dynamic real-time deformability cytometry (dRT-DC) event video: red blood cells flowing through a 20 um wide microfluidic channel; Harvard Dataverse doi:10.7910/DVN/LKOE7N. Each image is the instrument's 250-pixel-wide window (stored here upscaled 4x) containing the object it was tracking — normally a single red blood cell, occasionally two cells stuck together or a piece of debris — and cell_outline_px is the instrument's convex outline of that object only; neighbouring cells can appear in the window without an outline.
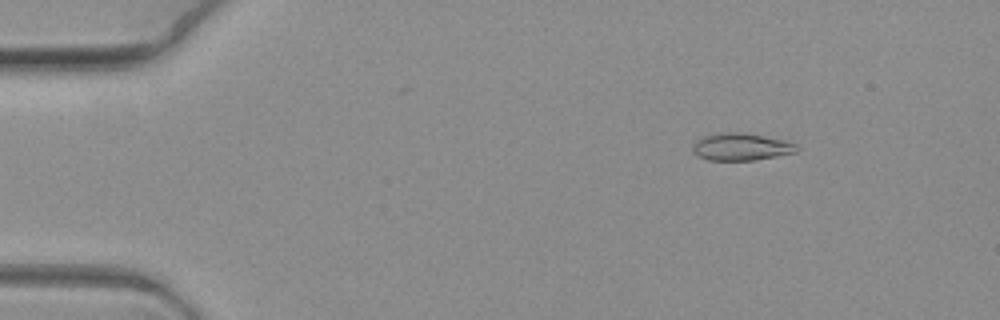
{"species": "common noctule bat (a hibernating species)", "species_latin": "Nyctalus noctula", "temperature_condition": "warm", "stored_images_in_passage": 6, "camera_frame_rate_fps": 3000, "um_per_image_px": 0.085, "animal": {"sex": "female", "body_mass_g": 19.3, "forearm_length_mm": 54.1}, "frame": {"image": 1, "passage_image": 2, "time_ms": 0.333, "image_size_px": [1000, 320], "cell_outline_px": [[800, 148], [796, 152], [756, 160], [708, 160], [696, 156], [692, 152], [692, 144], [696, 140], [704, 136], [716, 132], [740, 132], [764, 136], [784, 140], [796, 144]], "centroid_in_image_um": [62.95, 12.48], "position_along_channel_um": 22.1, "area_um2": 16.76}}
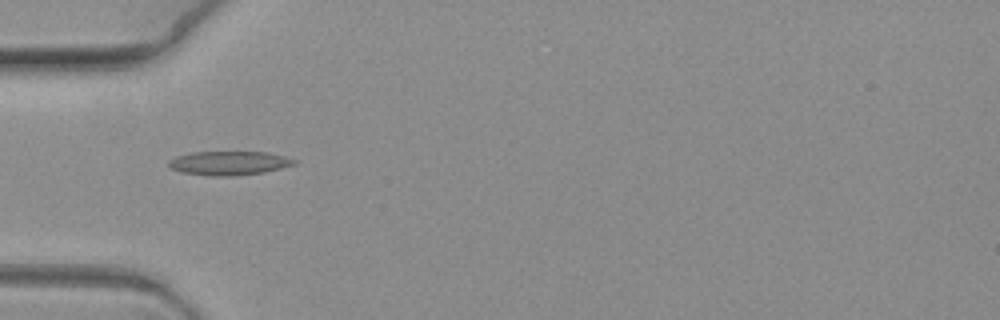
{"frame": {"image": 2, "passage_image": 5, "time_ms": 1.333, "image_size_px": [1000, 320], "cell_outline_px": [[300, 160], [296, 164], [264, 172], [232, 176], [212, 176], [180, 172], [172, 168], [168, 164], [168, 160], [176, 156], [192, 152], [268, 152]], "centroid_in_image_um": [19.49, 13.86], "position_along_channel_um": 65.5, "area_um2": 17.57}}